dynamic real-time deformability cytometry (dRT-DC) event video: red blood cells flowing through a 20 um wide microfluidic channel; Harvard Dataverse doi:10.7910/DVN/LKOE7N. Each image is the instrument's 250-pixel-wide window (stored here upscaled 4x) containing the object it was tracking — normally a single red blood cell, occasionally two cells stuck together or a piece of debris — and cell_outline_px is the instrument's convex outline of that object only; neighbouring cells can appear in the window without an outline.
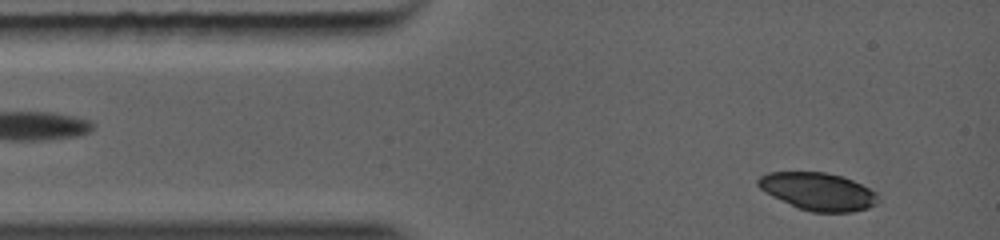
{"species": "common noctule bat (a hibernating species)", "species_latin": "Nyctalus noctula", "temperature_condition": "warm", "stored_images_in_passage": 5, "camera_frame_rate_fps": 5000, "um_per_image_px": 0.085, "animal": {"sex": "female", "body_mass_g": 19.0, "forearm_length_mm": 56.7}, "frame": {"image": 1, "passage_image": 1, "time_ms": 0.0, "image_size_px": [1000, 240], "cell_outline_px": [[880, 200], [876, 204], [868, 208], [852, 212], [812, 212], [796, 208], [764, 192], [756, 184], [756, 180], [760, 176], [768, 172], [824, 172], [844, 176], [876, 192], [880, 196]], "centroid_in_image_um": [69.53, 16.28], "position_along_channel_um": 15.5, "area_um2": 26.59}}